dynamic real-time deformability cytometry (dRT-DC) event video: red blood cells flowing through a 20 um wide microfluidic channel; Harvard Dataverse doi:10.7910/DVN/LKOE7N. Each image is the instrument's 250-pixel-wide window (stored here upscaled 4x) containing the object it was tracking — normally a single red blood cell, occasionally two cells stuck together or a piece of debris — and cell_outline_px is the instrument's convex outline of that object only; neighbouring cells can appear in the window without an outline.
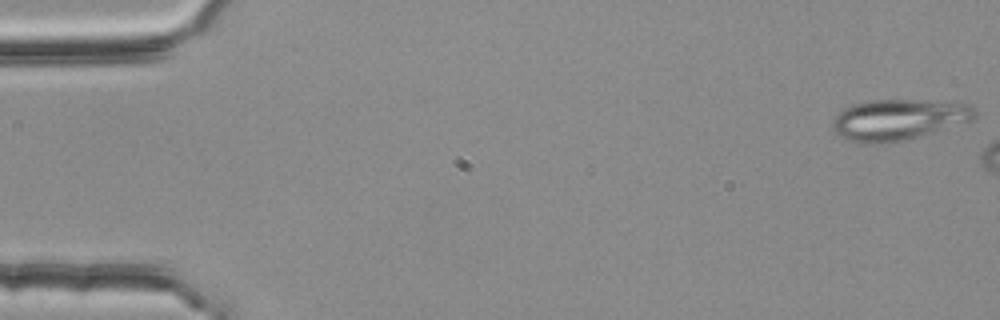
{"species": "common noctule bat (a hibernating species)", "species_latin": "Nyctalus noctula", "temperature_condition": "room temperature", "stored_images_in_passage": 3, "camera_frame_rate_fps": 3000, "um_per_image_px": 0.085, "animal": {"sex": "female", "body_mass_g": 25.1}, "frame": {"image": 1, "passage_image": 1, "time_ms": 0.0, "image_size_px": [1000, 320], "cell_outline_px": [[976, 120], [904, 140], [884, 144], [864, 144], [844, 140], [832, 128], [832, 120], [844, 108], [852, 104], [872, 100], [952, 100], [972, 104], [976, 108]], "centroid_in_image_um": [76.44, 10.16], "position_along_channel_um": 8.6, "area_um2": 34.74}}